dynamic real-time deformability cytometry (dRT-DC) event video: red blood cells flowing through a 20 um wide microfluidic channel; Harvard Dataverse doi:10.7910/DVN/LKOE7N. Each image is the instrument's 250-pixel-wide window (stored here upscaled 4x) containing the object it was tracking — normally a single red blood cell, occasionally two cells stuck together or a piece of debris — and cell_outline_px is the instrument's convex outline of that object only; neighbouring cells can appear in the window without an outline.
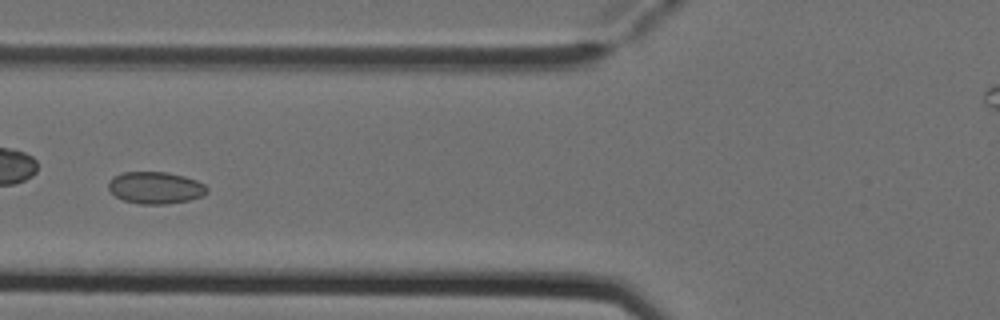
{"species": "Egyptian fruit bat (a non-hibernating species)", "species_latin": "Rousettus aegyptiacus", "temperature_condition": "cold", "stored_images_in_passage": 5, "camera_frame_rate_fps": 3000, "um_per_image_px": 0.085, "animal": {"sex": "female"}, "frame": {"image": 1, "passage_image": 5, "time_ms": 1.333, "image_size_px": [1000, 320], "cell_outline_px": [[208, 192], [200, 196], [188, 200], [164, 204], [140, 204], [124, 200], [116, 196], [108, 188], [108, 180], [112, 176], [124, 172], [168, 172], [184, 176], [196, 180], [204, 184], [208, 188]], "centroid_in_image_um": [13.19, 15.94], "position_along_channel_um": 112.6, "area_um2": 18.32}}